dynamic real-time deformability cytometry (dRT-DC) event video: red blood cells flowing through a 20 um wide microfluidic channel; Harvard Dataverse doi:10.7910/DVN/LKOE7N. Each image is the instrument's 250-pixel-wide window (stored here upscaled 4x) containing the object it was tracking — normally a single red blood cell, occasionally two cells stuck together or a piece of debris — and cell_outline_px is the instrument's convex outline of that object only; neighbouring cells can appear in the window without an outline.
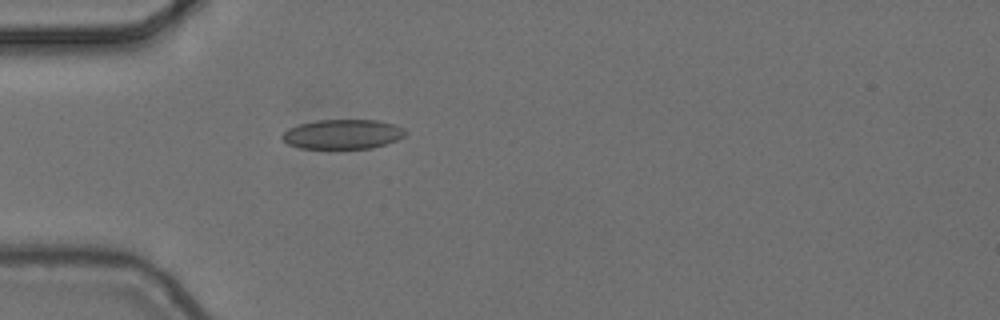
{"species": "common noctule bat (a hibernating species)", "species_latin": "Nyctalus noctula", "temperature_condition": "cold", "stored_images_in_passage": 5, "camera_frame_rate_fps": 3000, "um_per_image_px": 0.085, "animal": {"sex": "female", "body_mass_g": 24.6, "forearm_length_mm": 56.2}, "frame": {"image": 1, "passage_image": 5, "time_ms": 1.333, "image_size_px": [1000, 320], "cell_outline_px": [[408, 132], [404, 136], [396, 140], [372, 148], [300, 148], [288, 144], [280, 136], [288, 128], [300, 124], [316, 120], [380, 120], [404, 128]], "centroid_in_image_um": [29.13, 11.4], "position_along_channel_um": 55.9, "area_um2": 21.15}}